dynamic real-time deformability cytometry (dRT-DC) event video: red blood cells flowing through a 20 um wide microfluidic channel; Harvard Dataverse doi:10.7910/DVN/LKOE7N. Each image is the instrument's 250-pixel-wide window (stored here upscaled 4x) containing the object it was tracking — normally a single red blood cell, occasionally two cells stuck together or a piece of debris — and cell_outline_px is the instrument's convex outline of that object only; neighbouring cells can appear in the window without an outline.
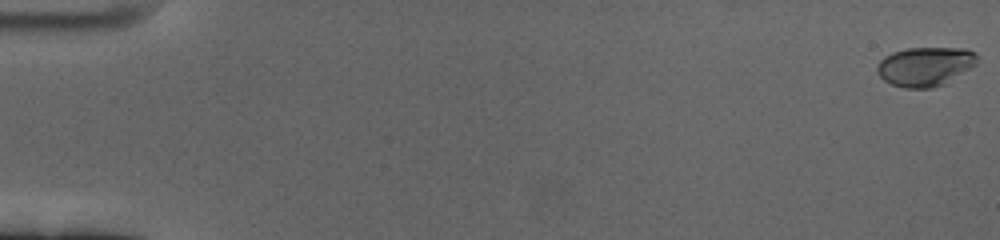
{"species": "human", "species_latin": "Homo sapiens", "temperature_condition": "cold", "stored_images_in_passage": 62, "camera_frame_rate_fps": 3000, "um_per_image_px": 0.085, "donor": {"sex": "female"}, "frame": {"image": 1, "passage_image": 1, "time_ms": 0.0, "image_size_px": [1000, 240], "cell_outline_px": [[980, 56], [976, 64], [948, 84], [932, 88], [904, 88], [892, 84], [884, 80], [876, 72], [876, 68], [880, 60], [884, 56], [892, 52], [908, 48], [964, 48], [976, 52]], "centroid_in_image_um": [78.68, 5.65], "position_along_channel_um": 6.3, "area_um2": 23.29}}
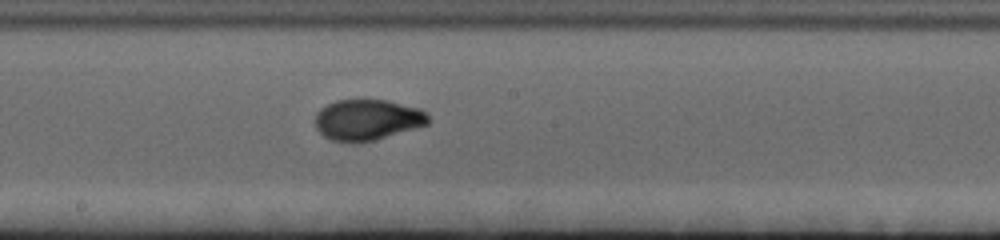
{"frame": {"image": 2, "passage_image": 35, "time_ms": 11.333, "image_size_px": [1000, 240], "cell_outline_px": [[428, 124], [372, 140], [352, 144], [332, 140], [324, 136], [316, 128], [316, 112], [320, 108], [336, 100], [388, 100], [420, 108], [428, 116]], "centroid_in_image_um": [31.19, 10.18], "position_along_channel_um": 217.0, "area_um2": 26.76}}
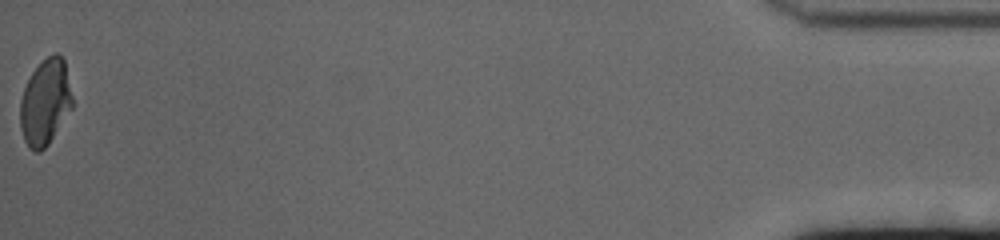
{"frame": {"image": 3, "passage_image": 62, "time_ms": 20.333, "image_size_px": [1000, 240], "cell_outline_px": [[72, 108], [48, 144], [40, 152], [36, 152], [28, 148], [24, 140], [20, 128], [20, 100], [24, 88], [32, 72], [48, 56], [56, 52], [64, 60], [72, 96]], "centroid_in_image_um": [3.83, 8.72], "position_along_channel_um": 431.4, "area_um2": 25.89}, "authors_computed_cell_mechanics": {"area_um2": 26.0678, "velocity_mm_per_s": 3.3878, "shape_relaxation_time_tau1_ms": 4.7874, "shape_relaxation_time_tau2_ms": null, "deformation_change_tau1": 0.1891, "deformation_change_tau2": null}}